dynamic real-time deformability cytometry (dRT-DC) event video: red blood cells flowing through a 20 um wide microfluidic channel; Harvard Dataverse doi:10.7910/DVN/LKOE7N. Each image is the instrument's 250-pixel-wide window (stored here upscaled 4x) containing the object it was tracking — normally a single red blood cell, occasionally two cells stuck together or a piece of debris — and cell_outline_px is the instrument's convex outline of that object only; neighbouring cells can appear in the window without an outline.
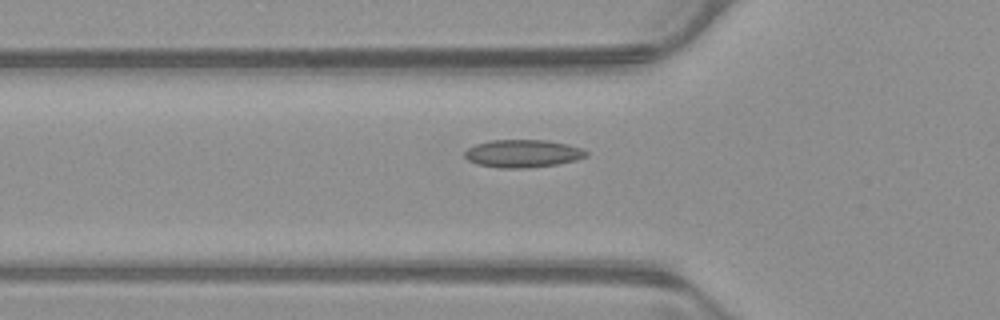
{"species": "common noctule bat (a hibernating species)", "species_latin": "Nyctalus noctula", "temperature_condition": "warm", "stored_images_in_passage": 50, "camera_frame_rate_fps": 3000, "um_per_image_px": 0.085, "animal": {"sex": "male", "body_mass_g": 23.1, "forearm_length_mm": 52.7}, "frame": {"image": 1, "passage_image": 18, "time_ms": 5.667, "image_size_px": [1000, 320], "cell_outline_px": [[588, 156], [576, 160], [556, 164], [524, 168], [500, 168], [476, 164], [468, 160], [464, 156], [464, 152], [468, 148], [476, 144], [492, 140], [548, 140], [568, 144], [584, 148], [588, 152]], "centroid_in_image_um": [44.46, 13.04], "position_along_channel_um": 81.3, "area_um2": 19.77}}
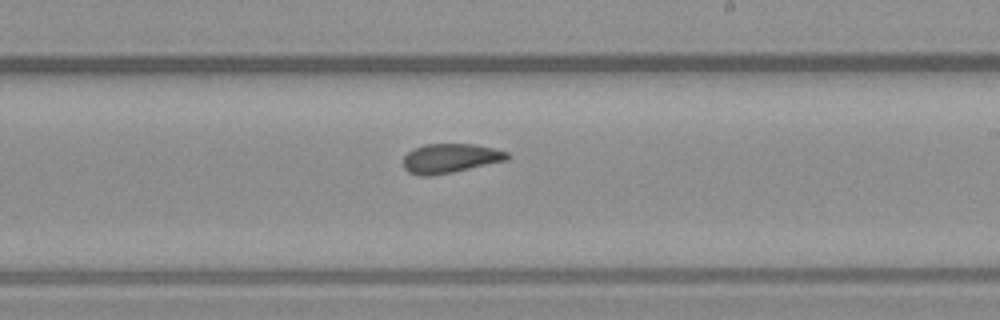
{"frame": {"image": 2, "passage_image": 31, "time_ms": 10.0, "image_size_px": [1000, 320], "cell_outline_px": [[512, 156], [508, 160], [452, 172], [432, 176], [420, 176], [408, 172], [404, 168], [404, 156], [412, 148], [424, 144], [476, 144], [508, 152]], "centroid_in_image_um": [38.27, 13.45], "position_along_channel_um": 250.7, "area_um2": 17.92}}
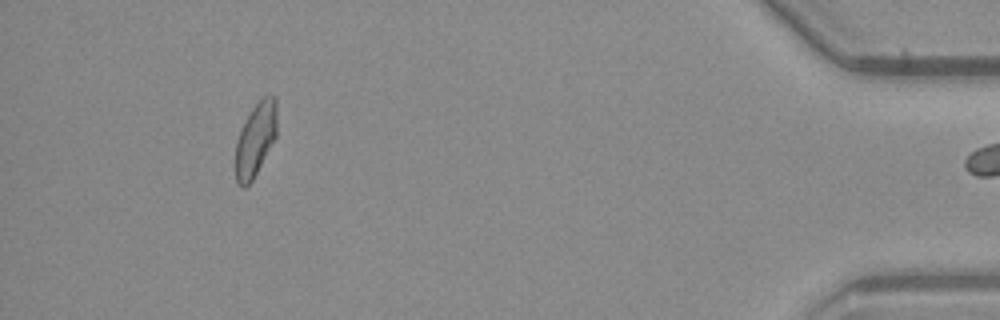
{"frame": {"image": 3, "passage_image": 49, "time_ms": 16.0, "image_size_px": [1000, 320], "cell_outline_px": [[276, 136], [252, 180], [244, 188], [240, 188], [236, 180], [236, 140], [252, 108], [260, 96], [276, 96]], "centroid_in_image_um": [21.72, 11.83], "position_along_channel_um": 413.5, "area_um2": 17.46}, "authors_computed_cell_mechanics": {"area_um2": 18.5827, "velocity_mm_per_s": 3.8894, "shape_relaxation_time_tau1_ms": null, "shape_relaxation_time_tau2_ms": 2.7266, "deformation_change_tau1": null, "deformation_change_tau2": 0.0809}}